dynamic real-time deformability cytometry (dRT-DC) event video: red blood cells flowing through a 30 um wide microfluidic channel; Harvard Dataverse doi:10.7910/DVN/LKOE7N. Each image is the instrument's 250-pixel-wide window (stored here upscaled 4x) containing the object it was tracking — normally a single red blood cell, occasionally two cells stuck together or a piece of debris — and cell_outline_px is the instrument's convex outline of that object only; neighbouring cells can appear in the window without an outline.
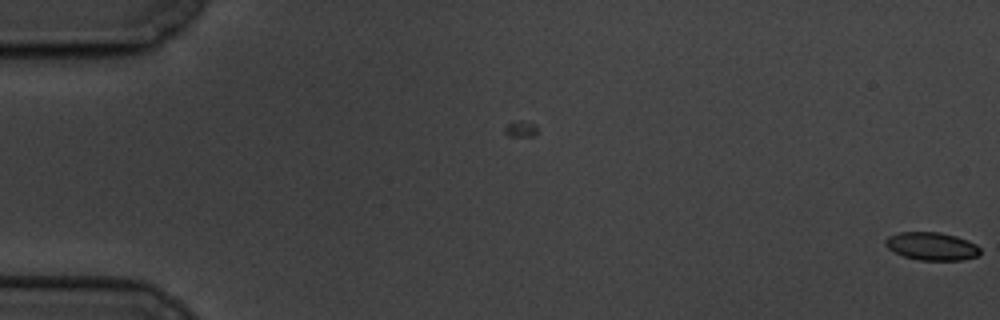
{"species": "common noctule bat (a hibernating species)", "species_latin": "Nyctalus noctula", "temperature_condition": "cold", "stored_images_in_passage": 4, "segment_of_instrument_passage": [2, 2], "camera_frame_rate_fps": 3000, "um_per_image_px": 0.085, "animal": {"sex": "male", "body_mass_g": 19.5, "forearm_length_mm": 54.6}, "frame": {"image": 1, "passage_image": 4, "time_ms": 4.333, "image_size_px": [1000, 320], "cell_outline_px": [[980, 252], [976, 256], [960, 260], [920, 260], [904, 256], [888, 248], [884, 244], [884, 240], [888, 236], [900, 232], [940, 232], [956, 236], [968, 240], [976, 244], [980, 248]], "centroid_in_image_um": [79.19, 20.92], "position_along_channel_um": 5.8, "area_um2": 15.37}}